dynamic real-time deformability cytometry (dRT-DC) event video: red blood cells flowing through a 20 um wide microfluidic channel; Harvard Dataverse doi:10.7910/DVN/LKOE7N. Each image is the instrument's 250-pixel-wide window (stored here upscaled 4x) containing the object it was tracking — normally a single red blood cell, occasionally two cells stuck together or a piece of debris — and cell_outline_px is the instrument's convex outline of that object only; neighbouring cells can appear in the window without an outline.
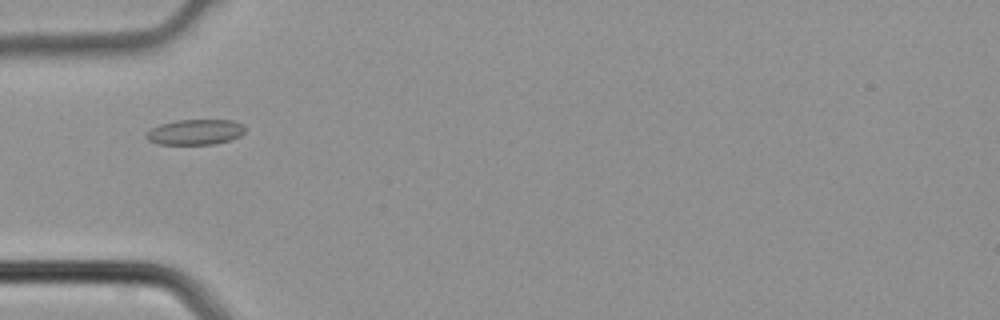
{"species": "common noctule bat (a hibernating species)", "species_latin": "Nyctalus noctula", "temperature_condition": "cold", "stored_images_in_passage": 5, "camera_frame_rate_fps": 3000, "um_per_image_px": 0.085, "animal": {"sex": "male", "body_mass_g": 21.5, "forearm_length_mm": 52.0}, "frame": {"image": 1, "passage_image": 4, "time_ms": 1.0, "image_size_px": [1000, 320], "cell_outline_px": [[244, 132], [240, 136], [216, 144], [156, 144], [148, 140], [144, 136], [152, 128], [160, 124], [176, 120], [232, 120], [240, 124], [244, 128]], "centroid_in_image_um": [16.56, 11.23], "position_along_channel_um": 68.4, "area_um2": 14.51}}
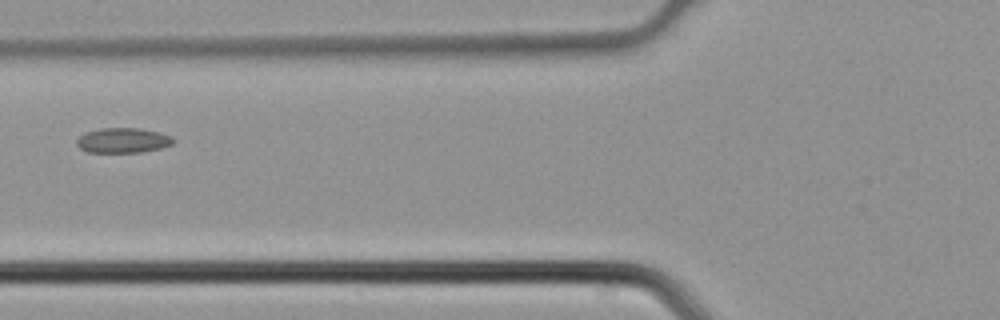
{"frame": {"image": 2, "passage_image": 5, "time_ms": 1.333, "image_size_px": [1000, 320], "cell_outline_px": [[176, 140], [172, 144], [164, 148], [144, 152], [88, 152], [80, 148], [76, 144], [76, 140], [80, 136], [88, 132], [100, 128], [136, 128], [160, 132], [172, 136]], "centroid_in_image_um": [10.51, 11.94], "position_along_channel_um": 115.3, "area_um2": 14.16}}